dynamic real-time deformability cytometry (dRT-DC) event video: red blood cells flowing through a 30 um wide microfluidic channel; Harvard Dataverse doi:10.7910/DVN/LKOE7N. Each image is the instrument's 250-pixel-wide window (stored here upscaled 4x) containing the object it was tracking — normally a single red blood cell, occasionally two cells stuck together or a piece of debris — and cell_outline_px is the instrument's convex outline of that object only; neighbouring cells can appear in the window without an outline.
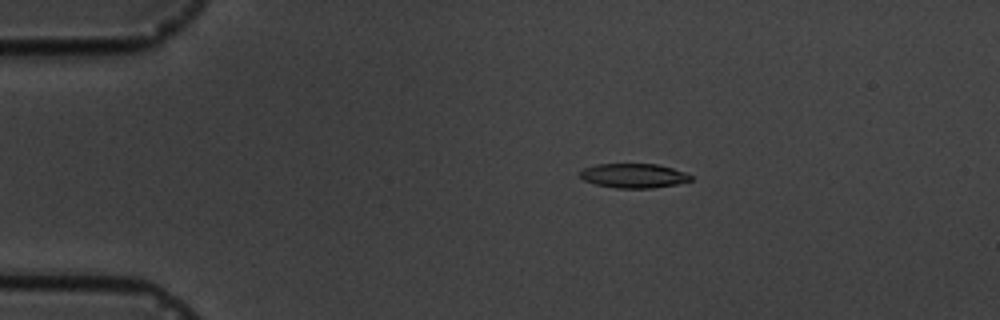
{"species": "common noctule bat (a hibernating species)", "species_latin": "Nyctalus noctula", "temperature_condition": "cold", "stored_images_in_passage": 4, "camera_frame_rate_fps": 3000, "um_per_image_px": 0.085, "animal": {"sex": "male", "body_mass_g": 19.5, "forearm_length_mm": 54.6}, "frame": {"image": 1, "passage_image": 2, "time_ms": 1.333, "image_size_px": [1000, 320], "cell_outline_px": [[692, 180], [676, 184], [652, 188], [616, 188], [596, 184], [584, 180], [580, 176], [580, 172], [584, 168], [596, 164], [656, 164], [672, 168], [684, 172], [692, 176]], "centroid_in_image_um": [53.86, 14.93], "position_along_channel_um": 31.1, "area_um2": 15.61}}